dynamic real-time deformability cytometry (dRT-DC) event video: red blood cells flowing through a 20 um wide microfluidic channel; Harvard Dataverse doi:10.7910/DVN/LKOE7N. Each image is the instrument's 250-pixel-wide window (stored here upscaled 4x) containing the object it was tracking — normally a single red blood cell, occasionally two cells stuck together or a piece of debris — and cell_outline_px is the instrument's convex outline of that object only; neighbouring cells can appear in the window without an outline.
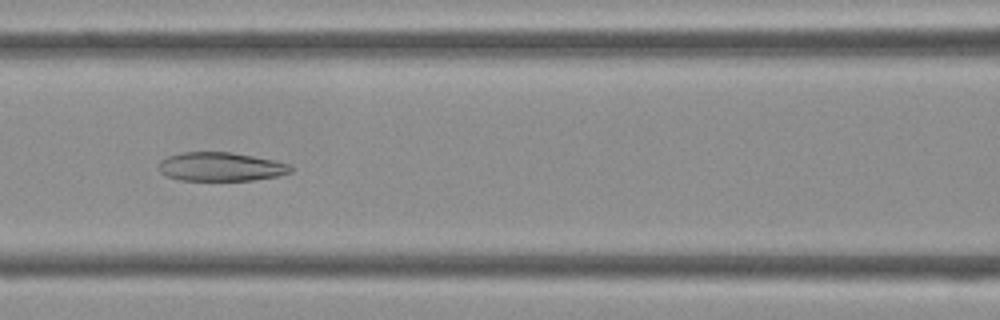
{"species": "Egyptian fruit bat (a non-hibernating species)", "species_latin": "Rousettus aegyptiacus", "temperature_condition": "cold", "stored_images_in_passage": 38, "camera_frame_rate_fps": 3000, "um_per_image_px": 0.085, "frame": {"image": 1, "passage_image": 13, "time_ms": 4.0, "image_size_px": [1000, 320], "cell_outline_px": [[292, 172], [276, 176], [252, 180], [180, 180], [164, 176], [160, 172], [160, 160], [168, 156], [180, 152], [232, 152], [276, 160], [292, 164]], "centroid_in_image_um": [18.78, 14.16], "position_along_channel_um": 147.8, "area_um2": 22.31}}
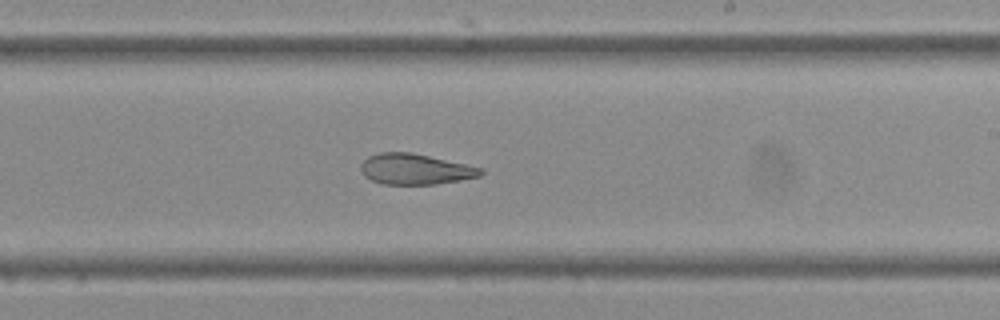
{"frame": {"image": 2, "passage_image": 20, "time_ms": 6.333, "image_size_px": [1000, 320], "cell_outline_px": [[484, 172], [480, 176], [460, 180], [436, 184], [384, 184], [372, 180], [364, 176], [360, 168], [360, 164], [368, 156], [380, 152], [412, 152], [484, 168]], "centroid_in_image_um": [35.3, 14.37], "position_along_channel_um": 253.7, "area_um2": 21.5}}
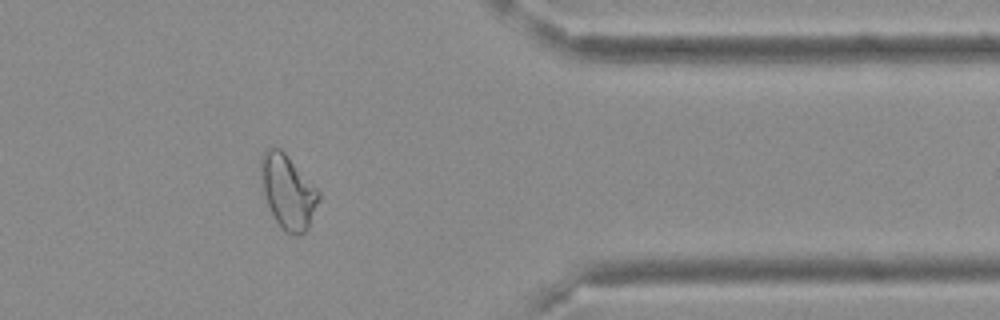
{"frame": {"image": 3, "passage_image": 30, "time_ms": 9.667, "image_size_px": [1000, 320], "cell_outline_px": [[320, 200], [308, 228], [300, 236], [296, 236], [284, 232], [276, 220], [268, 204], [264, 192], [260, 172], [260, 156], [268, 148], [280, 148], [284, 152], [320, 192]], "centroid_in_image_um": [24.48, 16.31], "position_along_channel_um": 386.9, "area_um2": 24.68}}